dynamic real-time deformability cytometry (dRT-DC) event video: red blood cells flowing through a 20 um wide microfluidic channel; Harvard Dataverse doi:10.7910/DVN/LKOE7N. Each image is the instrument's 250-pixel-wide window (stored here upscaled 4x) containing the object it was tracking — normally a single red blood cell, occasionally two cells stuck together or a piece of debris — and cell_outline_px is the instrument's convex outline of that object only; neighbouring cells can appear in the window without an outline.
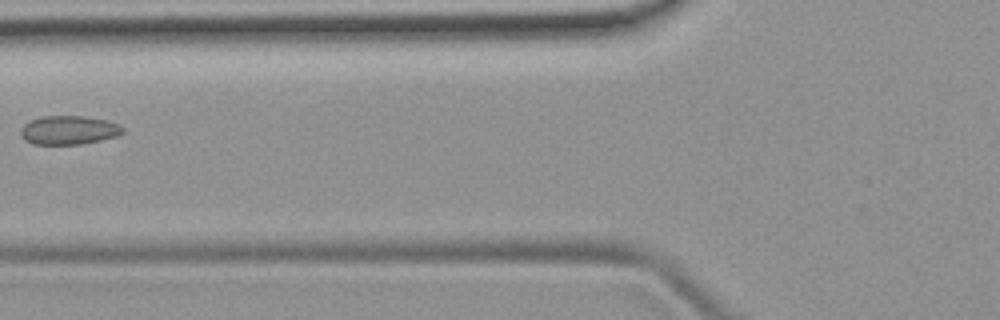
{"species": "common noctule bat (a hibernating species)", "species_latin": "Nyctalus noctula", "temperature_condition": "room temperature", "stored_images_in_passage": 3, "camera_frame_rate_fps": 3000, "um_per_image_px": 0.085, "animal": {"sex": "female", "body_mass_g": 19.9}, "frame": {"image": 1, "passage_image": 2, "time_ms": 1.0, "image_size_px": [1000, 320], "cell_outline_px": [[124, 132], [116, 136], [100, 140], [80, 144], [32, 144], [24, 140], [20, 132], [20, 128], [24, 124], [40, 116], [84, 116], [108, 120], [120, 124], [124, 128]], "centroid_in_image_um": [5.85, 11.05], "position_along_channel_um": 120.0, "area_um2": 17.22}}
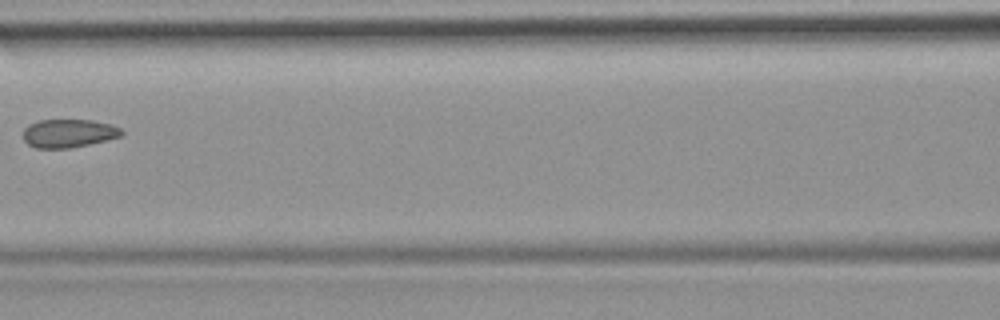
{"frame": {"image": 2, "passage_image": 3, "time_ms": 2.0, "image_size_px": [1000, 320], "cell_outline_px": [[124, 132], [120, 136], [72, 148], [36, 148], [28, 144], [24, 140], [24, 128], [28, 124], [40, 120], [92, 120], [112, 124], [120, 128]], "centroid_in_image_um": [5.81, 11.32], "position_along_channel_um": 160.8, "area_um2": 16.18}}